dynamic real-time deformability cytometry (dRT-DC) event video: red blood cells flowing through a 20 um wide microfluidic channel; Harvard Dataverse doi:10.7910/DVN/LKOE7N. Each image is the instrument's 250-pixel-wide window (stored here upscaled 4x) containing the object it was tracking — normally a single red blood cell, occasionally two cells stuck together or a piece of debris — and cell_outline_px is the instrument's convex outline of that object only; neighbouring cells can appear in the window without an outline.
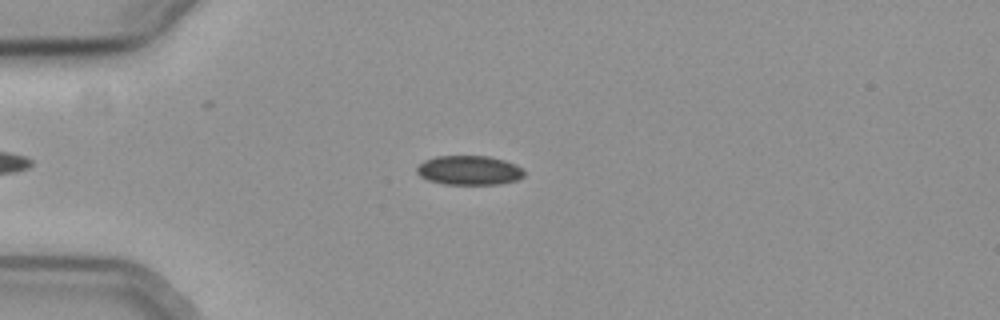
{"species": "common noctule bat (a hibernating species)", "species_latin": "Nyctalus noctula", "temperature_condition": "cold", "stored_images_in_passage": 51, "camera_frame_rate_fps": 3000, "um_per_image_px": 0.085, "animal": {"sex": "female", "body_mass_g": 19.3, "forearm_length_mm": 54.1}, "frame": {"image": 1, "passage_image": 10, "time_ms": 3.0, "image_size_px": [1000, 320], "cell_outline_px": [[524, 176], [516, 180], [500, 184], [444, 184], [428, 180], [420, 176], [416, 172], [416, 168], [424, 160], [436, 156], [488, 156], [504, 160], [516, 164], [524, 172]], "centroid_in_image_um": [39.86, 14.47], "position_along_channel_um": 45.1, "area_um2": 18.32}}
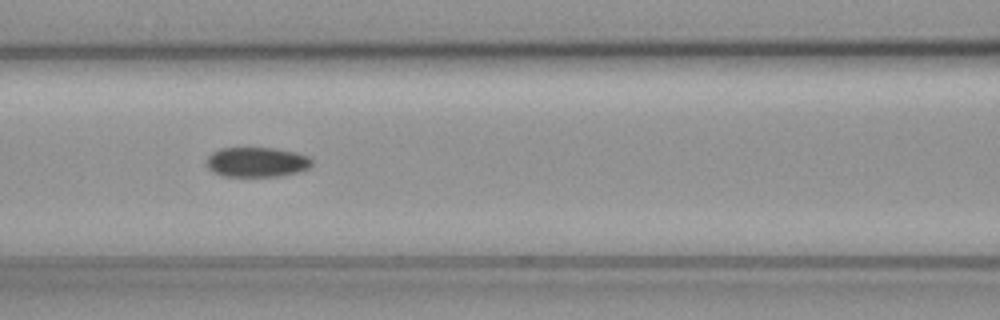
{"frame": {"image": 2, "passage_image": 20, "time_ms": 6.333, "image_size_px": [1000, 320], "cell_outline_px": [[312, 164], [308, 168], [300, 172], [280, 176], [224, 176], [212, 172], [204, 164], [208, 156], [212, 152], [220, 148], [276, 148], [296, 152], [308, 156], [312, 160]], "centroid_in_image_um": [21.81, 13.78], "position_along_channel_um": 144.8, "area_um2": 18.55}}
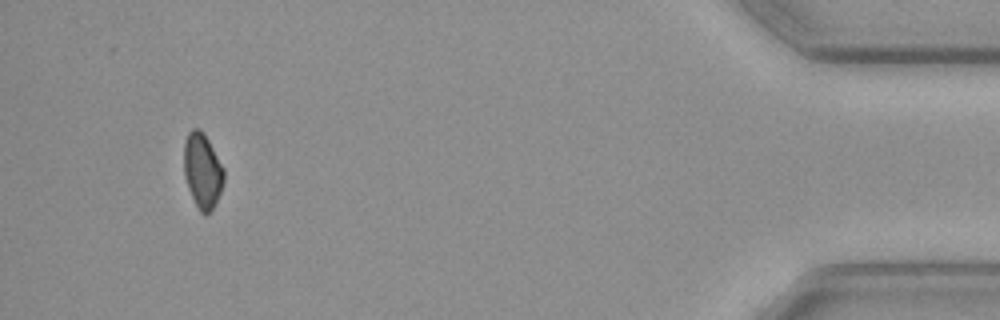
{"frame": {"image": 3, "passage_image": 48, "time_ms": 15.667, "image_size_px": [1000, 320], "cell_outline_px": [[224, 180], [220, 192], [212, 208], [204, 216], [200, 212], [188, 188], [184, 176], [184, 144], [188, 132], [192, 128], [200, 128], [204, 132], [224, 168]], "centroid_in_image_um": [17.2, 14.47], "position_along_channel_um": 418.0, "area_um2": 17.4}, "authors_computed_cell_mechanics": {"area_um2": 18.3804, "velocity_mm_per_s": 3.7146, "shape_relaxation_time_tau1_ms": 7.6757, "shape_relaxation_time_tau2_ms": null, "deformation_change_tau1": 0.0735, "deformation_change_tau2": null}}